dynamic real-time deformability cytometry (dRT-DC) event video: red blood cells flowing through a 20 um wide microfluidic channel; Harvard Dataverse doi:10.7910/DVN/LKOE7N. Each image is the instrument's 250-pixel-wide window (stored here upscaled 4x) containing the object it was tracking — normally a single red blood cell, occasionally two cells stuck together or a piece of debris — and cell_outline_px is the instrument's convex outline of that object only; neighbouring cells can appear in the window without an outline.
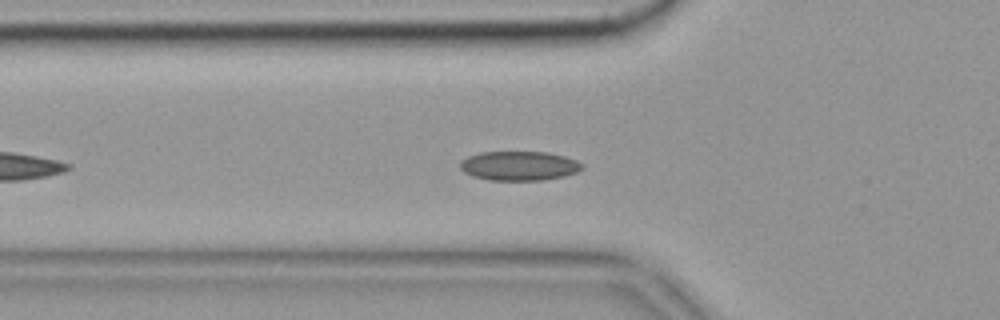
{"species": "common noctule bat (a hibernating species)", "species_latin": "Nyctalus noctula", "temperature_condition": "cold", "stored_images_in_passage": 22, "camera_frame_rate_fps": 3000, "um_per_image_px": 0.085, "animal": {"sex": "female", "body_mass_g": 19.9}, "frame": {"image": 1, "passage_image": 10, "time_ms": 3.0, "image_size_px": [1000, 320], "cell_outline_px": [[584, 168], [576, 172], [564, 176], [540, 180], [488, 180], [472, 176], [464, 172], [460, 168], [460, 160], [468, 156], [480, 152], [548, 152], [564, 156], [576, 160], [584, 164]], "centroid_in_image_um": [44.12, 14.09], "position_along_channel_um": 81.7, "area_um2": 20.92}}